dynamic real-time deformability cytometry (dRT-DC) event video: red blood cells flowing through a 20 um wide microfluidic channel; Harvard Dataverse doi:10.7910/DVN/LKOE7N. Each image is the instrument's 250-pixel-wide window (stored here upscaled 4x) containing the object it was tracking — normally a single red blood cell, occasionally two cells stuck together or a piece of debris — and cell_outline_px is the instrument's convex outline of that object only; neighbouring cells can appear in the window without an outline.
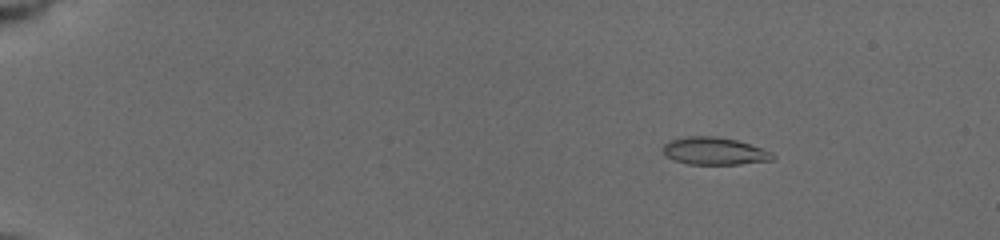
{"species": "common noctule bat (a hibernating species)", "species_latin": "Nyctalus noctula", "temperature_condition": "cold", "stored_images_in_passage": 23, "camera_frame_rate_fps": 3000, "um_per_image_px": 0.085, "animal": {"sex": "female", "body_mass_g": 19.5, "forearm_length_mm": 54.1}, "frame": {"image": 1, "passage_image": 6, "time_ms": 2.333, "image_size_px": [1000, 240], "cell_outline_px": [[776, 156], [772, 160], [740, 164], [688, 164], [676, 160], [668, 156], [664, 152], [664, 144], [668, 140], [684, 136], [716, 136], [736, 140], [772, 152]], "centroid_in_image_um": [60.72, 12.83], "position_along_channel_um": 24.3, "area_um2": 17.4}}
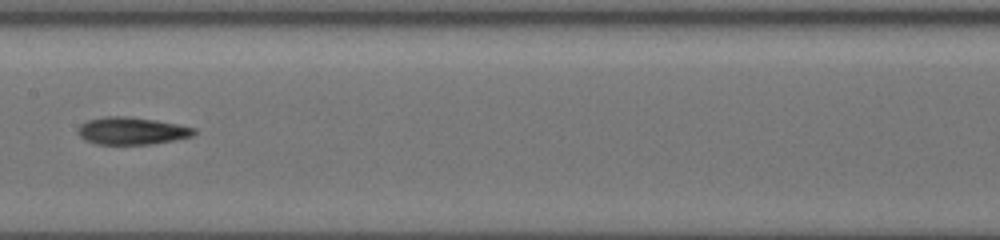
{"frame": {"image": 2, "passage_image": 16, "time_ms": 9.667, "image_size_px": [1000, 240], "cell_outline_px": [[196, 132], [192, 136], [176, 140], [152, 144], [96, 144], [84, 140], [76, 132], [80, 124], [88, 120], [104, 116], [128, 116], [156, 120], [196, 128]], "centroid_in_image_um": [11.18, 11.12], "position_along_channel_um": 196.2, "area_um2": 18.67}}
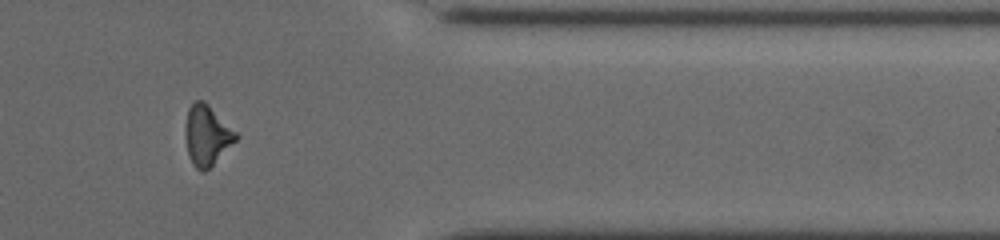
{"frame": {"image": 3, "passage_image": 21, "time_ms": 15.0, "image_size_px": [1000, 240], "cell_outline_px": [[240, 136], [204, 172], [200, 172], [192, 164], [188, 156], [184, 132], [184, 128], [188, 108], [196, 100], [204, 100]], "centroid_in_image_um": [17.55, 11.49], "position_along_channel_um": 393.9, "area_um2": 17.63}, "authors_computed_cell_mechanics": {"area_um2": 17.629, "velocity_mm_per_s": 3.9375, "shape_relaxation_time_tau1_ms": 9.9103, "shape_relaxation_time_tau2_ms": 4.0702, "deformation_change_tau1": 0.2184, "deformation_change_tau2": 0.1344}}